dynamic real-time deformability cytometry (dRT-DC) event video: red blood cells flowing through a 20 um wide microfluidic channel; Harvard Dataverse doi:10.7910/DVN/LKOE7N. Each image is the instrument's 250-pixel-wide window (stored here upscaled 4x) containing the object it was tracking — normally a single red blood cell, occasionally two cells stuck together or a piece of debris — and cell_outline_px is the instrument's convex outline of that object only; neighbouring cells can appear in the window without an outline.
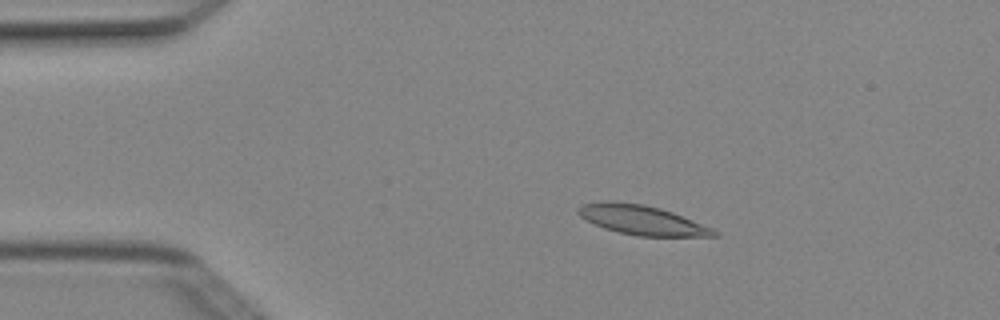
{"species": "Egyptian fruit bat (a non-hibernating species)", "species_latin": "Rousettus aegyptiacus", "temperature_condition": "cold", "stored_images_in_passage": 3, "camera_frame_rate_fps": 3000, "um_per_image_px": 0.085, "animal": {"sex": "female"}, "frame": {"image": 1, "passage_image": 3, "time_ms": 0.667, "image_size_px": [1000, 320], "cell_outline_px": [[720, 236], [636, 236], [604, 228], [580, 216], [576, 212], [576, 208], [580, 204], [604, 200], [608, 200], [644, 204], [660, 208], [672, 212], [712, 228], [720, 232]], "centroid_in_image_um": [54.53, 18.69], "position_along_channel_um": 30.5, "area_um2": 23.35}}